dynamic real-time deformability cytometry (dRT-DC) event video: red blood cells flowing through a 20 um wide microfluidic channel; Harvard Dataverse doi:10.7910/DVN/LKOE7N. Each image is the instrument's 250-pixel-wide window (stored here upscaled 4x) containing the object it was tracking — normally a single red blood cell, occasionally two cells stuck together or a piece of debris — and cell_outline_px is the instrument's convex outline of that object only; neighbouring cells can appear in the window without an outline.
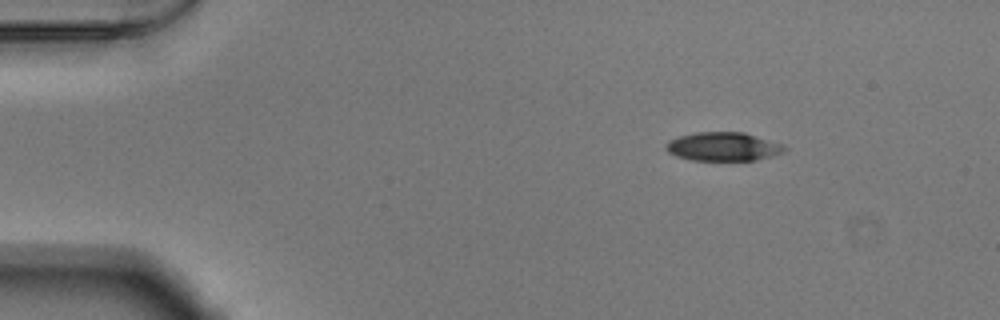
{"species": "Egyptian fruit bat (a non-hibernating species)", "species_latin": "Rousettus aegyptiacus", "temperature_condition": "warm", "stored_images_in_passage": 46, "camera_frame_rate_fps": 3000, "um_per_image_px": 0.085, "animal": {"sex": "male"}, "frame": {"image": 1, "passage_image": 1, "time_ms": 0.0, "image_size_px": [1000, 320], "cell_outline_px": [[788, 148], [784, 152], [772, 156], [756, 160], [692, 160], [676, 156], [668, 152], [664, 148], [664, 144], [668, 140], [680, 136], [696, 132], [744, 132], [784, 144]], "centroid_in_image_um": [61.48, 12.46], "position_along_channel_um": 23.5, "area_um2": 20.0}}
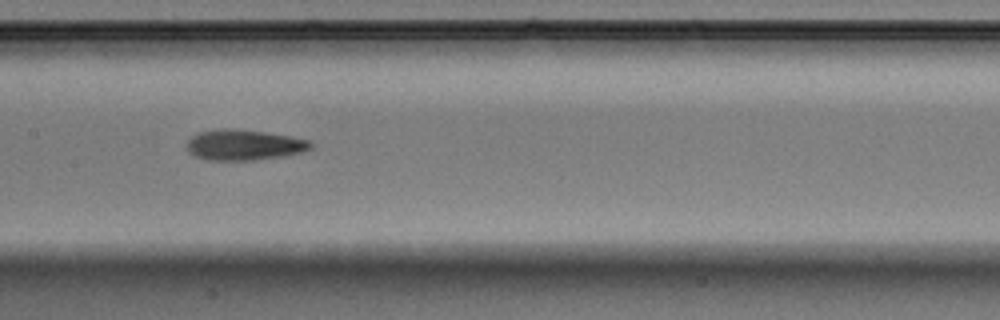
{"frame": {"image": 2, "passage_image": 20, "time_ms": 6.333, "image_size_px": [1000, 320], "cell_outline_px": [[316, 144], [312, 148], [300, 152], [284, 156], [256, 160], [208, 160], [196, 156], [188, 152], [184, 148], [188, 140], [192, 136], [200, 132], [224, 128], [228, 128], [264, 132], [312, 140]], "centroid_in_image_um": [20.75, 12.32], "position_along_channel_um": 186.6, "area_um2": 22.2}}
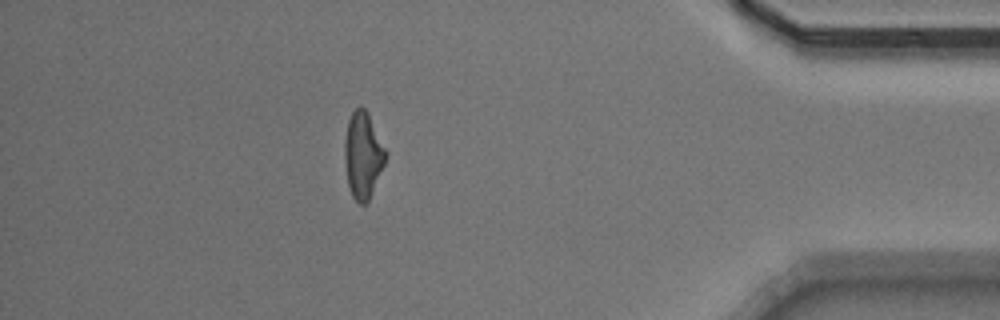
{"frame": {"image": 3, "passage_image": 40, "time_ms": 13.0, "image_size_px": [1000, 320], "cell_outline_px": [[388, 152], [384, 164], [368, 200], [364, 204], [360, 204], [352, 196], [348, 184], [344, 160], [344, 144], [348, 120], [352, 112], [360, 104], [368, 112]], "centroid_in_image_um": [30.85, 13.14], "position_along_channel_um": 404.4, "area_um2": 20.63}, "authors_computed_cell_mechanics": {"area_um2": 21.3571, "velocity_mm_per_s": 3.8685, "shape_relaxation_time_tau1_ms": 6.2886, "shape_relaxation_time_tau2_ms": 5.5375, "deformation_change_tau1": 0.2324, "deformation_change_tau2": 0.1498}}